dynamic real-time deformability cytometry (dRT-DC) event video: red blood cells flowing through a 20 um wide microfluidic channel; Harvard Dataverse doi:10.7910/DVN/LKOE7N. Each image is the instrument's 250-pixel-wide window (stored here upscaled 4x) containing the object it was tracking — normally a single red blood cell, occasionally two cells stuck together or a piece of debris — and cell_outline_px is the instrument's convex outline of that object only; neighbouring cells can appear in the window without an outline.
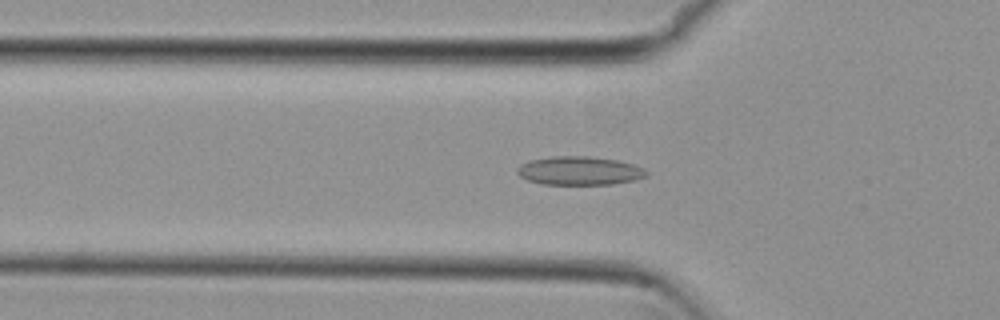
{"species": "common noctule bat (a hibernating species)", "species_latin": "Nyctalus noctula", "temperature_condition": "cold", "stored_images_in_passage": 55, "camera_frame_rate_fps": 3000, "um_per_image_px": 0.085, "animal": {"sex": "female", "body_mass_g": 29.2, "forearm_length_mm": 56.3}, "frame": {"image": 1, "passage_image": 18, "time_ms": 5.667, "image_size_px": [1000, 320], "cell_outline_px": [[648, 176], [636, 180], [612, 184], [540, 184], [528, 180], [520, 176], [516, 172], [516, 168], [520, 164], [528, 160], [552, 156], [588, 156], [616, 160], [632, 164], [644, 168], [648, 172]], "centroid_in_image_um": [49.24, 14.51], "position_along_channel_um": 76.6, "area_um2": 21.68}}
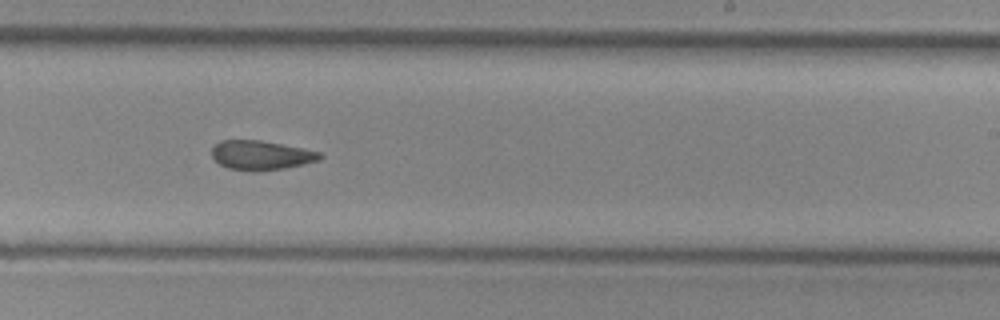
{"frame": {"image": 2, "passage_image": 33, "time_ms": 10.667, "image_size_px": [1000, 320], "cell_outline_px": [[324, 156], [320, 160], [304, 164], [284, 168], [256, 172], [252, 172], [228, 168], [220, 164], [212, 156], [212, 148], [220, 140], [260, 140], [320, 152]], "centroid_in_image_um": [22.18, 13.21], "position_along_channel_um": 266.8, "area_um2": 18.44}}
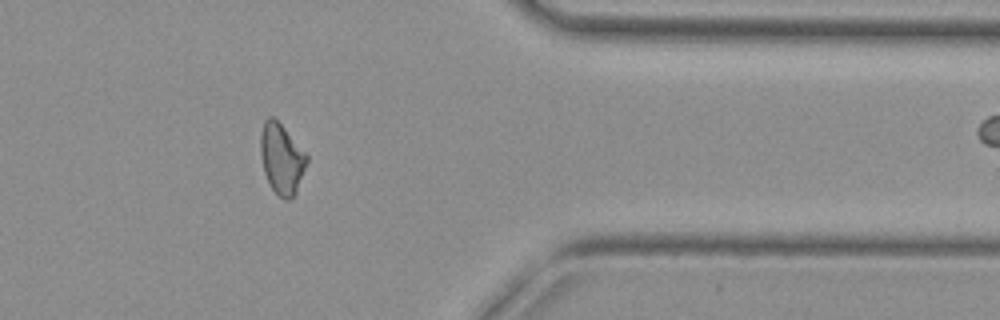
{"frame": {"image": 3, "passage_image": 44, "time_ms": 14.333, "image_size_px": [1000, 320], "cell_outline_px": [[308, 160], [296, 192], [288, 200], [284, 200], [272, 188], [264, 172], [260, 152], [260, 132], [264, 120], [268, 116], [272, 116], [284, 128], [308, 156]], "centroid_in_image_um": [23.92, 13.47], "position_along_channel_um": 387.5, "area_um2": 18.67}, "authors_computed_cell_mechanics": {"area_um2": 19.5942, "velocity_mm_per_s": 3.8014, "shape_relaxation_time_tau1_ms": null, "shape_relaxation_time_tau2_ms": 3.1591, "deformation_change_tau1": null, "deformation_change_tau2": 0.0903}}